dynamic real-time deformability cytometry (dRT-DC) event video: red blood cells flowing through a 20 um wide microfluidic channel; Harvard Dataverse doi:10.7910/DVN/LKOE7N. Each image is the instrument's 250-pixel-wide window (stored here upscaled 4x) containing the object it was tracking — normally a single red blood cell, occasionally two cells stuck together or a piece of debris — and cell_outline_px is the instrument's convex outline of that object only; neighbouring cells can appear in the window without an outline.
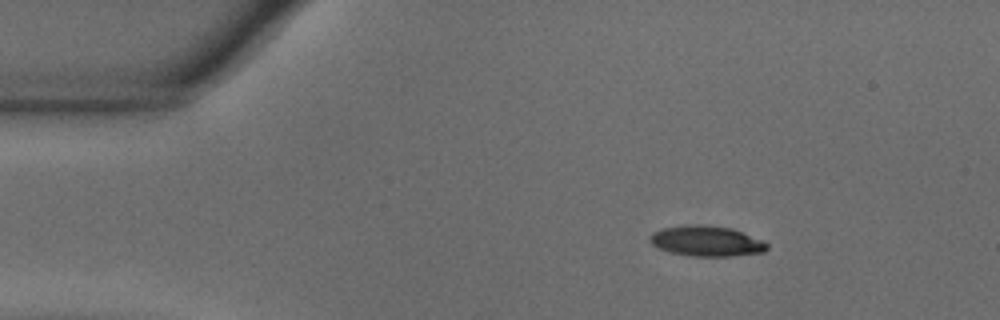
{"species": "common noctule bat (a hibernating species)", "species_latin": "Nyctalus noctula", "temperature_condition": "warm", "stored_images_in_passage": 48, "camera_frame_rate_fps": 3000, "um_per_image_px": 0.085, "animal": {"sex": "male", "body_mass_g": 18.8}, "frame": {"image": 1, "passage_image": 1, "time_ms": 0.0, "image_size_px": [1000, 320], "cell_outline_px": [[768, 248], [764, 252], [732, 256], [692, 256], [672, 252], [660, 248], [652, 244], [648, 240], [648, 236], [652, 232], [664, 228], [688, 224], [700, 224], [732, 228], [764, 240], [768, 244]], "centroid_in_image_um": [60.07, 20.48], "position_along_channel_um": 24.9, "area_um2": 20.87}}
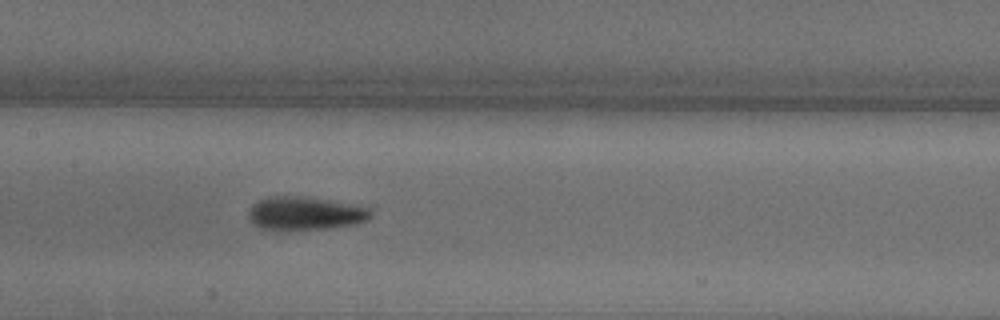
{"frame": {"image": 2, "passage_image": 19, "time_ms": 6.0, "image_size_px": [1000, 320], "cell_outline_px": [[372, 216], [364, 220], [352, 224], [328, 228], [260, 228], [252, 224], [248, 220], [248, 212], [252, 204], [268, 196], [304, 196], [360, 204], [368, 208], [372, 212]], "centroid_in_image_um": [25.93, 18.09], "position_along_channel_um": 181.5, "area_um2": 23.52}}
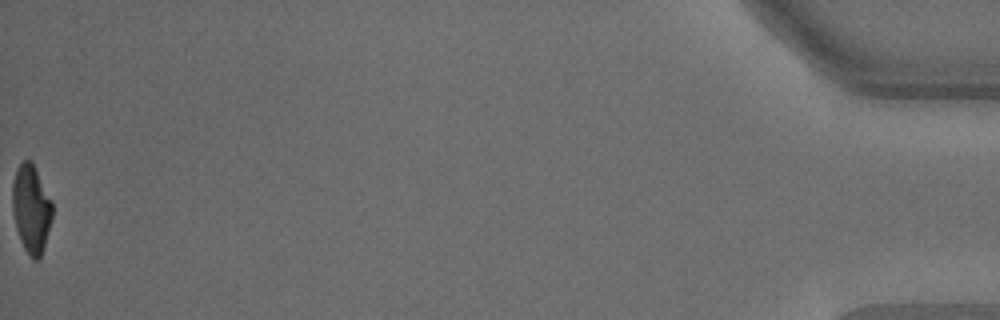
{"frame": {"image": 3, "passage_image": 48, "time_ms": 15.667, "image_size_px": [1000, 320], "cell_outline_px": [[52, 220], [44, 248], [40, 256], [36, 260], [32, 260], [28, 256], [20, 240], [16, 228], [12, 212], [12, 184], [16, 168], [24, 160], [32, 160], [52, 200]], "centroid_in_image_um": [2.65, 17.74], "position_along_channel_um": 432.5, "area_um2": 20.87}, "authors_computed_cell_mechanics": {"area_um2": 22.3975, "velocity_mm_per_s": 3.6505, "shape_relaxation_time_tau1_ms": 5.2136, "shape_relaxation_time_tau2_ms": 3.989, "deformation_change_tau1": 0.1993, "deformation_change_tau2": 0.1055}}